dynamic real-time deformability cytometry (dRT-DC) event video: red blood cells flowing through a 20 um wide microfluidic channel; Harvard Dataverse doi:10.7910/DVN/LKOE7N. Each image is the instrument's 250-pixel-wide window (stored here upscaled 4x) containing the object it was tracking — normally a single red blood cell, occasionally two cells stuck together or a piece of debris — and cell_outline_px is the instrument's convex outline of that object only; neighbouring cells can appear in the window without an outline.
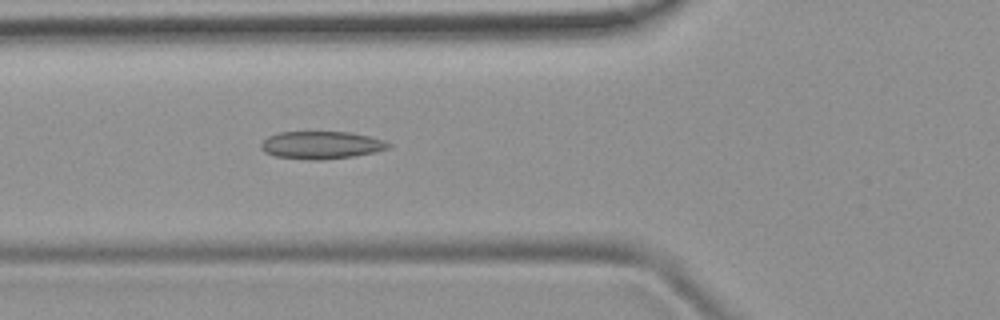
{"species": "common noctule bat (a hibernating species)", "species_latin": "Nyctalus noctula", "temperature_condition": "room temperature", "stored_images_in_passage": 49, "camera_frame_rate_fps": 3000, "um_per_image_px": 0.085, "animal": {"sex": "female", "body_mass_g": 19.9}, "frame": {"image": 1, "passage_image": 17, "time_ms": 5.333, "image_size_px": [1000, 320], "cell_outline_px": [[392, 144], [388, 148], [376, 152], [352, 156], [320, 160], [308, 160], [276, 156], [264, 152], [260, 148], [260, 144], [268, 136], [280, 132], [352, 132], [384, 140]], "centroid_in_image_um": [27.3, 12.33], "position_along_channel_um": 98.5, "area_um2": 20.52}}
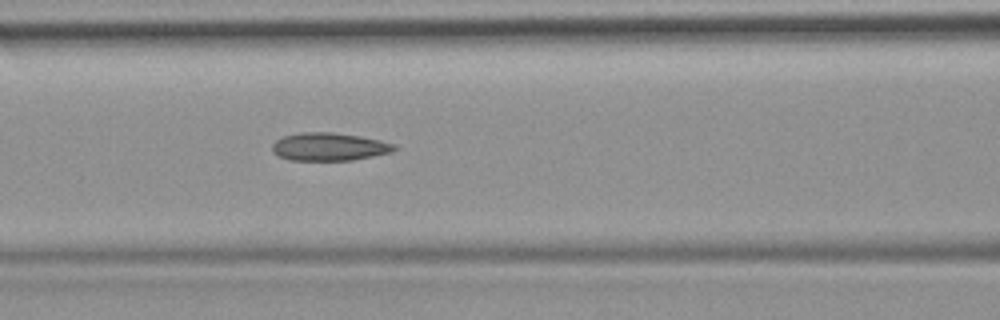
{"frame": {"image": 2, "passage_image": 20, "time_ms": 6.333, "image_size_px": [1000, 320], "cell_outline_px": [[396, 148], [392, 152], [352, 160], [288, 160], [272, 152], [272, 144], [276, 140], [284, 136], [300, 132], [332, 132], [360, 136], [380, 140], [396, 144]], "centroid_in_image_um": [27.97, 12.47], "position_along_channel_um": 138.6, "area_um2": 19.88}}
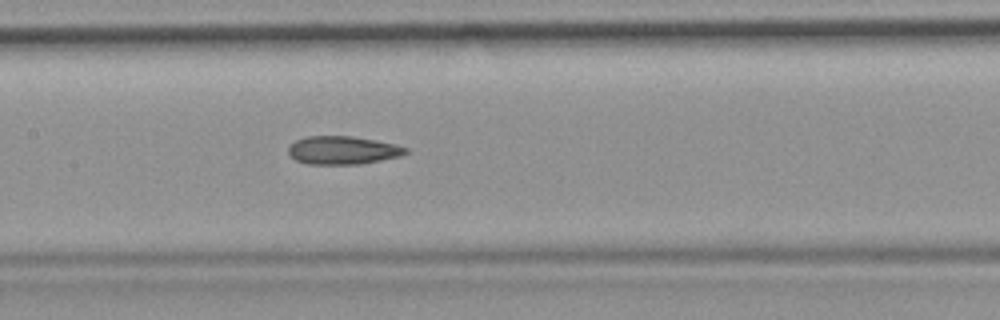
{"frame": {"image": 3, "passage_image": 23, "time_ms": 7.333, "image_size_px": [1000, 320], "cell_outline_px": [[408, 152], [400, 156], [360, 164], [308, 164], [296, 160], [288, 152], [288, 148], [296, 140], [308, 136], [352, 136], [392, 144], [408, 148]], "centroid_in_image_um": [29.11, 12.77], "position_along_channel_um": 178.3, "area_um2": 18.96}, "authors_computed_cell_mechanics": {"area_um2": 19.5942, "velocity_mm_per_s": 3.9766, "shape_relaxation_time_tau1_ms": null, "shape_relaxation_time_tau2_ms": 6.2069, "deformation_change_tau1": null, "deformation_change_tau2": 0.1509}}